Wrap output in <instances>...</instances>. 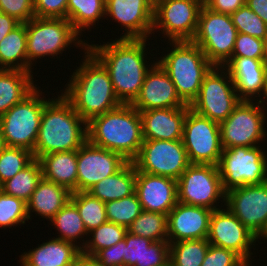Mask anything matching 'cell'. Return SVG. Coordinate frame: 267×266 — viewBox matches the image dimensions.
I'll list each match as a JSON object with an SVG mask.
<instances>
[{"mask_svg":"<svg viewBox=\"0 0 267 266\" xmlns=\"http://www.w3.org/2000/svg\"><path fill=\"white\" fill-rule=\"evenodd\" d=\"M240 101L228 71L223 66H213L205 75L190 109L220 124Z\"/></svg>","mask_w":267,"mask_h":266,"instance_id":"cell-12","label":"cell"},{"mask_svg":"<svg viewBox=\"0 0 267 266\" xmlns=\"http://www.w3.org/2000/svg\"><path fill=\"white\" fill-rule=\"evenodd\" d=\"M0 69L28 72L26 23H20L0 41Z\"/></svg>","mask_w":267,"mask_h":266,"instance_id":"cell-31","label":"cell"},{"mask_svg":"<svg viewBox=\"0 0 267 266\" xmlns=\"http://www.w3.org/2000/svg\"><path fill=\"white\" fill-rule=\"evenodd\" d=\"M124 238V266H164L170 262L168 241L153 242L128 231Z\"/></svg>","mask_w":267,"mask_h":266,"instance_id":"cell-26","label":"cell"},{"mask_svg":"<svg viewBox=\"0 0 267 266\" xmlns=\"http://www.w3.org/2000/svg\"><path fill=\"white\" fill-rule=\"evenodd\" d=\"M209 245L207 239L170 243V263L172 266H201Z\"/></svg>","mask_w":267,"mask_h":266,"instance_id":"cell-37","label":"cell"},{"mask_svg":"<svg viewBox=\"0 0 267 266\" xmlns=\"http://www.w3.org/2000/svg\"><path fill=\"white\" fill-rule=\"evenodd\" d=\"M237 31L264 40L267 36V24L246 4L230 15Z\"/></svg>","mask_w":267,"mask_h":266,"instance_id":"cell-42","label":"cell"},{"mask_svg":"<svg viewBox=\"0 0 267 266\" xmlns=\"http://www.w3.org/2000/svg\"><path fill=\"white\" fill-rule=\"evenodd\" d=\"M70 200L76 205L87 232L107 222L105 203L88 192H73Z\"/></svg>","mask_w":267,"mask_h":266,"instance_id":"cell-36","label":"cell"},{"mask_svg":"<svg viewBox=\"0 0 267 266\" xmlns=\"http://www.w3.org/2000/svg\"><path fill=\"white\" fill-rule=\"evenodd\" d=\"M38 161L44 179L77 192V150L46 154Z\"/></svg>","mask_w":267,"mask_h":266,"instance_id":"cell-28","label":"cell"},{"mask_svg":"<svg viewBox=\"0 0 267 266\" xmlns=\"http://www.w3.org/2000/svg\"><path fill=\"white\" fill-rule=\"evenodd\" d=\"M19 24L15 18L0 12V41Z\"/></svg>","mask_w":267,"mask_h":266,"instance_id":"cell-49","label":"cell"},{"mask_svg":"<svg viewBox=\"0 0 267 266\" xmlns=\"http://www.w3.org/2000/svg\"><path fill=\"white\" fill-rule=\"evenodd\" d=\"M68 0H34V14L38 18L67 19Z\"/></svg>","mask_w":267,"mask_h":266,"instance_id":"cell-46","label":"cell"},{"mask_svg":"<svg viewBox=\"0 0 267 266\" xmlns=\"http://www.w3.org/2000/svg\"><path fill=\"white\" fill-rule=\"evenodd\" d=\"M102 19H105V0H68L67 20L82 37L85 31L96 29V23H103Z\"/></svg>","mask_w":267,"mask_h":266,"instance_id":"cell-33","label":"cell"},{"mask_svg":"<svg viewBox=\"0 0 267 266\" xmlns=\"http://www.w3.org/2000/svg\"><path fill=\"white\" fill-rule=\"evenodd\" d=\"M177 190L178 202L183 204L211 210L226 204L218 166L212 164H190L177 180Z\"/></svg>","mask_w":267,"mask_h":266,"instance_id":"cell-11","label":"cell"},{"mask_svg":"<svg viewBox=\"0 0 267 266\" xmlns=\"http://www.w3.org/2000/svg\"><path fill=\"white\" fill-rule=\"evenodd\" d=\"M19 256V266H67L81 254L74 243L57 238H49ZM34 248V249H33Z\"/></svg>","mask_w":267,"mask_h":266,"instance_id":"cell-25","label":"cell"},{"mask_svg":"<svg viewBox=\"0 0 267 266\" xmlns=\"http://www.w3.org/2000/svg\"><path fill=\"white\" fill-rule=\"evenodd\" d=\"M114 39L100 45L93 39L91 44L88 42L87 49L106 68L119 101L132 104L139 96L145 75L156 62L154 56L157 54H151L153 50L147 47L150 39Z\"/></svg>","mask_w":267,"mask_h":266,"instance_id":"cell-1","label":"cell"},{"mask_svg":"<svg viewBox=\"0 0 267 266\" xmlns=\"http://www.w3.org/2000/svg\"><path fill=\"white\" fill-rule=\"evenodd\" d=\"M234 251L209 245L201 266H247Z\"/></svg>","mask_w":267,"mask_h":266,"instance_id":"cell-44","label":"cell"},{"mask_svg":"<svg viewBox=\"0 0 267 266\" xmlns=\"http://www.w3.org/2000/svg\"><path fill=\"white\" fill-rule=\"evenodd\" d=\"M203 5L208 1V0H199Z\"/></svg>","mask_w":267,"mask_h":266,"instance_id":"cell-58","label":"cell"},{"mask_svg":"<svg viewBox=\"0 0 267 266\" xmlns=\"http://www.w3.org/2000/svg\"><path fill=\"white\" fill-rule=\"evenodd\" d=\"M135 193L145 211L167 215L178 202L176 180L137 170Z\"/></svg>","mask_w":267,"mask_h":266,"instance_id":"cell-23","label":"cell"},{"mask_svg":"<svg viewBox=\"0 0 267 266\" xmlns=\"http://www.w3.org/2000/svg\"><path fill=\"white\" fill-rule=\"evenodd\" d=\"M238 31L228 14L201 8L198 27L191 40L214 66H223L233 54Z\"/></svg>","mask_w":267,"mask_h":266,"instance_id":"cell-10","label":"cell"},{"mask_svg":"<svg viewBox=\"0 0 267 266\" xmlns=\"http://www.w3.org/2000/svg\"><path fill=\"white\" fill-rule=\"evenodd\" d=\"M79 266H103L94 257L86 256L84 254L79 255Z\"/></svg>","mask_w":267,"mask_h":266,"instance_id":"cell-51","label":"cell"},{"mask_svg":"<svg viewBox=\"0 0 267 266\" xmlns=\"http://www.w3.org/2000/svg\"><path fill=\"white\" fill-rule=\"evenodd\" d=\"M259 240H260V242H259ZM261 240L264 241V243L267 242V227H266L264 233L258 238V243H259V245H260V243L263 244V242H262ZM265 240H266V241H265Z\"/></svg>","mask_w":267,"mask_h":266,"instance_id":"cell-53","label":"cell"},{"mask_svg":"<svg viewBox=\"0 0 267 266\" xmlns=\"http://www.w3.org/2000/svg\"><path fill=\"white\" fill-rule=\"evenodd\" d=\"M47 223L52 224L53 229L56 228L58 231L56 232L58 235L53 238L72 242L81 250L86 245L89 233L76 205L71 200Z\"/></svg>","mask_w":267,"mask_h":266,"instance_id":"cell-32","label":"cell"},{"mask_svg":"<svg viewBox=\"0 0 267 266\" xmlns=\"http://www.w3.org/2000/svg\"><path fill=\"white\" fill-rule=\"evenodd\" d=\"M26 33L28 72L32 74H39L34 73L33 69L42 58L61 60L63 52L71 51V47L75 46L84 52L88 45V39H82L72 24L62 18L34 17L26 23Z\"/></svg>","mask_w":267,"mask_h":266,"instance_id":"cell-6","label":"cell"},{"mask_svg":"<svg viewBox=\"0 0 267 266\" xmlns=\"http://www.w3.org/2000/svg\"><path fill=\"white\" fill-rule=\"evenodd\" d=\"M128 161L119 153L93 145L88 140L77 150V192L117 173Z\"/></svg>","mask_w":267,"mask_h":266,"instance_id":"cell-19","label":"cell"},{"mask_svg":"<svg viewBox=\"0 0 267 266\" xmlns=\"http://www.w3.org/2000/svg\"><path fill=\"white\" fill-rule=\"evenodd\" d=\"M207 240L210 245L234 251L247 264L253 263V252L258 251V238L226 206L213 210Z\"/></svg>","mask_w":267,"mask_h":266,"instance_id":"cell-16","label":"cell"},{"mask_svg":"<svg viewBox=\"0 0 267 266\" xmlns=\"http://www.w3.org/2000/svg\"><path fill=\"white\" fill-rule=\"evenodd\" d=\"M223 67L228 71L240 100L263 103L267 73L265 60L232 56Z\"/></svg>","mask_w":267,"mask_h":266,"instance_id":"cell-21","label":"cell"},{"mask_svg":"<svg viewBox=\"0 0 267 266\" xmlns=\"http://www.w3.org/2000/svg\"><path fill=\"white\" fill-rule=\"evenodd\" d=\"M107 221L125 226L127 229L142 212L136 193L119 200L105 203Z\"/></svg>","mask_w":267,"mask_h":266,"instance_id":"cell-39","label":"cell"},{"mask_svg":"<svg viewBox=\"0 0 267 266\" xmlns=\"http://www.w3.org/2000/svg\"><path fill=\"white\" fill-rule=\"evenodd\" d=\"M164 266H172V264L169 262L167 265H164Z\"/></svg>","mask_w":267,"mask_h":266,"instance_id":"cell-59","label":"cell"},{"mask_svg":"<svg viewBox=\"0 0 267 266\" xmlns=\"http://www.w3.org/2000/svg\"><path fill=\"white\" fill-rule=\"evenodd\" d=\"M245 4L246 0H208L204 5L212 11L231 15Z\"/></svg>","mask_w":267,"mask_h":266,"instance_id":"cell-48","label":"cell"},{"mask_svg":"<svg viewBox=\"0 0 267 266\" xmlns=\"http://www.w3.org/2000/svg\"><path fill=\"white\" fill-rule=\"evenodd\" d=\"M153 17L154 5L148 0H105V19L122 27L120 39L152 40Z\"/></svg>","mask_w":267,"mask_h":266,"instance_id":"cell-18","label":"cell"},{"mask_svg":"<svg viewBox=\"0 0 267 266\" xmlns=\"http://www.w3.org/2000/svg\"><path fill=\"white\" fill-rule=\"evenodd\" d=\"M263 103L265 105L267 104V73H266V81H265V89H264Z\"/></svg>","mask_w":267,"mask_h":266,"instance_id":"cell-54","label":"cell"},{"mask_svg":"<svg viewBox=\"0 0 267 266\" xmlns=\"http://www.w3.org/2000/svg\"><path fill=\"white\" fill-rule=\"evenodd\" d=\"M166 42L170 47H163L156 61L168 74L179 97L190 105L197 98L205 75L214 65L192 41Z\"/></svg>","mask_w":267,"mask_h":266,"instance_id":"cell-5","label":"cell"},{"mask_svg":"<svg viewBox=\"0 0 267 266\" xmlns=\"http://www.w3.org/2000/svg\"><path fill=\"white\" fill-rule=\"evenodd\" d=\"M27 203L20 199L0 192V229L22 227L28 222Z\"/></svg>","mask_w":267,"mask_h":266,"instance_id":"cell-40","label":"cell"},{"mask_svg":"<svg viewBox=\"0 0 267 266\" xmlns=\"http://www.w3.org/2000/svg\"><path fill=\"white\" fill-rule=\"evenodd\" d=\"M225 206L259 238L267 227V181L228 190Z\"/></svg>","mask_w":267,"mask_h":266,"instance_id":"cell-17","label":"cell"},{"mask_svg":"<svg viewBox=\"0 0 267 266\" xmlns=\"http://www.w3.org/2000/svg\"><path fill=\"white\" fill-rule=\"evenodd\" d=\"M246 5L267 24V0H246Z\"/></svg>","mask_w":267,"mask_h":266,"instance_id":"cell-50","label":"cell"},{"mask_svg":"<svg viewBox=\"0 0 267 266\" xmlns=\"http://www.w3.org/2000/svg\"><path fill=\"white\" fill-rule=\"evenodd\" d=\"M266 146L223 149L218 169L226 192L235 187L262 184L267 181Z\"/></svg>","mask_w":267,"mask_h":266,"instance_id":"cell-9","label":"cell"},{"mask_svg":"<svg viewBox=\"0 0 267 266\" xmlns=\"http://www.w3.org/2000/svg\"><path fill=\"white\" fill-rule=\"evenodd\" d=\"M127 231L133 235L148 238L153 242L168 241L167 215L142 210Z\"/></svg>","mask_w":267,"mask_h":266,"instance_id":"cell-35","label":"cell"},{"mask_svg":"<svg viewBox=\"0 0 267 266\" xmlns=\"http://www.w3.org/2000/svg\"><path fill=\"white\" fill-rule=\"evenodd\" d=\"M219 126L223 149L267 145V105L241 100Z\"/></svg>","mask_w":267,"mask_h":266,"instance_id":"cell-8","label":"cell"},{"mask_svg":"<svg viewBox=\"0 0 267 266\" xmlns=\"http://www.w3.org/2000/svg\"><path fill=\"white\" fill-rule=\"evenodd\" d=\"M0 12L27 23L35 17L34 0H0Z\"/></svg>","mask_w":267,"mask_h":266,"instance_id":"cell-45","label":"cell"},{"mask_svg":"<svg viewBox=\"0 0 267 266\" xmlns=\"http://www.w3.org/2000/svg\"><path fill=\"white\" fill-rule=\"evenodd\" d=\"M71 194L65 187L42 178L27 201L29 220H32L31 216L35 213L36 217L50 221L70 201Z\"/></svg>","mask_w":267,"mask_h":266,"instance_id":"cell-27","label":"cell"},{"mask_svg":"<svg viewBox=\"0 0 267 266\" xmlns=\"http://www.w3.org/2000/svg\"><path fill=\"white\" fill-rule=\"evenodd\" d=\"M137 171L178 180L190 165L182 140H143L132 161Z\"/></svg>","mask_w":267,"mask_h":266,"instance_id":"cell-15","label":"cell"},{"mask_svg":"<svg viewBox=\"0 0 267 266\" xmlns=\"http://www.w3.org/2000/svg\"><path fill=\"white\" fill-rule=\"evenodd\" d=\"M148 1H150L155 6L160 0H148Z\"/></svg>","mask_w":267,"mask_h":266,"instance_id":"cell-57","label":"cell"},{"mask_svg":"<svg viewBox=\"0 0 267 266\" xmlns=\"http://www.w3.org/2000/svg\"><path fill=\"white\" fill-rule=\"evenodd\" d=\"M8 147L5 136L2 133V126L0 124V153L3 152Z\"/></svg>","mask_w":267,"mask_h":266,"instance_id":"cell-52","label":"cell"},{"mask_svg":"<svg viewBox=\"0 0 267 266\" xmlns=\"http://www.w3.org/2000/svg\"><path fill=\"white\" fill-rule=\"evenodd\" d=\"M182 142L190 164L218 166L223 151L218 123L189 109L184 120Z\"/></svg>","mask_w":267,"mask_h":266,"instance_id":"cell-14","label":"cell"},{"mask_svg":"<svg viewBox=\"0 0 267 266\" xmlns=\"http://www.w3.org/2000/svg\"><path fill=\"white\" fill-rule=\"evenodd\" d=\"M34 155L24 148L7 147L0 153V185L28 166Z\"/></svg>","mask_w":267,"mask_h":266,"instance_id":"cell-41","label":"cell"},{"mask_svg":"<svg viewBox=\"0 0 267 266\" xmlns=\"http://www.w3.org/2000/svg\"><path fill=\"white\" fill-rule=\"evenodd\" d=\"M80 65L70 74L60 92L71 102L74 110L88 122L122 103L116 97L111 78L104 65L88 50L83 52ZM66 87V88H65Z\"/></svg>","mask_w":267,"mask_h":266,"instance_id":"cell-2","label":"cell"},{"mask_svg":"<svg viewBox=\"0 0 267 266\" xmlns=\"http://www.w3.org/2000/svg\"><path fill=\"white\" fill-rule=\"evenodd\" d=\"M37 86L22 101L0 116L2 133L8 147L24 148L33 153L46 102L45 93Z\"/></svg>","mask_w":267,"mask_h":266,"instance_id":"cell-7","label":"cell"},{"mask_svg":"<svg viewBox=\"0 0 267 266\" xmlns=\"http://www.w3.org/2000/svg\"><path fill=\"white\" fill-rule=\"evenodd\" d=\"M42 169L38 159L18 172L13 178L1 185L4 193L24 200L26 203L42 180Z\"/></svg>","mask_w":267,"mask_h":266,"instance_id":"cell-34","label":"cell"},{"mask_svg":"<svg viewBox=\"0 0 267 266\" xmlns=\"http://www.w3.org/2000/svg\"><path fill=\"white\" fill-rule=\"evenodd\" d=\"M213 210L177 202L167 214L168 242L207 239Z\"/></svg>","mask_w":267,"mask_h":266,"instance_id":"cell-22","label":"cell"},{"mask_svg":"<svg viewBox=\"0 0 267 266\" xmlns=\"http://www.w3.org/2000/svg\"><path fill=\"white\" fill-rule=\"evenodd\" d=\"M190 105L141 111L144 140H182L184 120Z\"/></svg>","mask_w":267,"mask_h":266,"instance_id":"cell-24","label":"cell"},{"mask_svg":"<svg viewBox=\"0 0 267 266\" xmlns=\"http://www.w3.org/2000/svg\"><path fill=\"white\" fill-rule=\"evenodd\" d=\"M44 107L37 140L35 159L55 152L78 150L87 141V122L60 92ZM60 93V94H59Z\"/></svg>","mask_w":267,"mask_h":266,"instance_id":"cell-3","label":"cell"},{"mask_svg":"<svg viewBox=\"0 0 267 266\" xmlns=\"http://www.w3.org/2000/svg\"><path fill=\"white\" fill-rule=\"evenodd\" d=\"M87 140L132 162L144 140L140 112L132 104H121L91 118L87 122Z\"/></svg>","mask_w":267,"mask_h":266,"instance_id":"cell-4","label":"cell"},{"mask_svg":"<svg viewBox=\"0 0 267 266\" xmlns=\"http://www.w3.org/2000/svg\"><path fill=\"white\" fill-rule=\"evenodd\" d=\"M127 228L107 221L89 232L86 245L81 253L93 257L98 251L116 245L124 239Z\"/></svg>","mask_w":267,"mask_h":266,"instance_id":"cell-38","label":"cell"},{"mask_svg":"<svg viewBox=\"0 0 267 266\" xmlns=\"http://www.w3.org/2000/svg\"><path fill=\"white\" fill-rule=\"evenodd\" d=\"M125 238L116 245L101 249L93 257L103 266H124Z\"/></svg>","mask_w":267,"mask_h":266,"instance_id":"cell-47","label":"cell"},{"mask_svg":"<svg viewBox=\"0 0 267 266\" xmlns=\"http://www.w3.org/2000/svg\"><path fill=\"white\" fill-rule=\"evenodd\" d=\"M135 186L136 167L128 161L117 173L95 184L87 192L106 203L134 194Z\"/></svg>","mask_w":267,"mask_h":266,"instance_id":"cell-30","label":"cell"},{"mask_svg":"<svg viewBox=\"0 0 267 266\" xmlns=\"http://www.w3.org/2000/svg\"><path fill=\"white\" fill-rule=\"evenodd\" d=\"M232 56L265 60L264 41L238 32Z\"/></svg>","mask_w":267,"mask_h":266,"instance_id":"cell-43","label":"cell"},{"mask_svg":"<svg viewBox=\"0 0 267 266\" xmlns=\"http://www.w3.org/2000/svg\"><path fill=\"white\" fill-rule=\"evenodd\" d=\"M186 105L179 97L168 74L157 61L147 71L140 94L132 103L139 112L158 108H179Z\"/></svg>","mask_w":267,"mask_h":266,"instance_id":"cell-20","label":"cell"},{"mask_svg":"<svg viewBox=\"0 0 267 266\" xmlns=\"http://www.w3.org/2000/svg\"><path fill=\"white\" fill-rule=\"evenodd\" d=\"M33 76L31 72L0 69V116L38 86Z\"/></svg>","mask_w":267,"mask_h":266,"instance_id":"cell-29","label":"cell"},{"mask_svg":"<svg viewBox=\"0 0 267 266\" xmlns=\"http://www.w3.org/2000/svg\"><path fill=\"white\" fill-rule=\"evenodd\" d=\"M202 7L203 4L199 0H160L154 6L153 38L157 39L156 32L164 35L161 38H165V42L166 39L191 41L197 31Z\"/></svg>","mask_w":267,"mask_h":266,"instance_id":"cell-13","label":"cell"},{"mask_svg":"<svg viewBox=\"0 0 267 266\" xmlns=\"http://www.w3.org/2000/svg\"><path fill=\"white\" fill-rule=\"evenodd\" d=\"M67 266H79V257L73 263H71Z\"/></svg>","mask_w":267,"mask_h":266,"instance_id":"cell-56","label":"cell"},{"mask_svg":"<svg viewBox=\"0 0 267 266\" xmlns=\"http://www.w3.org/2000/svg\"><path fill=\"white\" fill-rule=\"evenodd\" d=\"M264 41V56H265V62L267 63V36L265 37Z\"/></svg>","mask_w":267,"mask_h":266,"instance_id":"cell-55","label":"cell"}]
</instances>
